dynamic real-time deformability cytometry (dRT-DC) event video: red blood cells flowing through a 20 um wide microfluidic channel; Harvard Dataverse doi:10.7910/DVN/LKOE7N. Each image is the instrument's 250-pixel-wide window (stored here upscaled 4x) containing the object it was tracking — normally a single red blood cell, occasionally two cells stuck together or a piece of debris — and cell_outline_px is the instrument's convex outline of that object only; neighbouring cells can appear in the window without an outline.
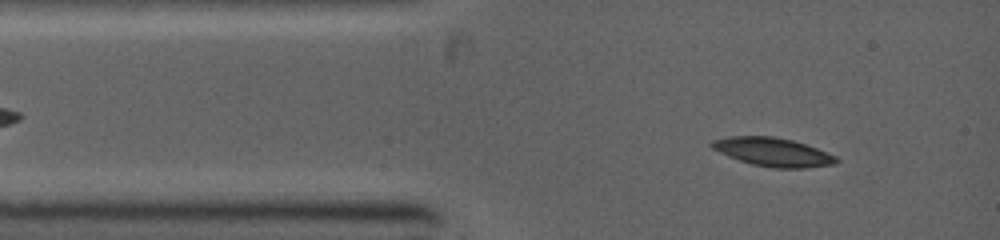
{"species": "common noctule bat (a hibernating species)", "species_latin": "Nyctalus noctula", "temperature_condition": "warm", "stored_images_in_passage": 50, "camera_frame_rate_fps": 5000, "um_per_image_px": 0.085, "animal": {"sex": "female", "body_mass_g": 19.0, "forearm_length_mm": 53.3}, "frame": {"image": 1, "passage_image": 1, "time_ms": 0.0, "image_size_px": [1000, 240], "cell_outline_px": [[840, 160], [836, 164], [804, 168], [772, 168], [752, 164], [728, 156], [712, 148], [708, 144], [712, 140], [728, 136], [772, 136], [792, 140], [828, 152], [836, 156]], "centroid_in_image_um": [65.7, 12.92], "position_along_channel_um": 19.3, "area_um2": 20.75}}
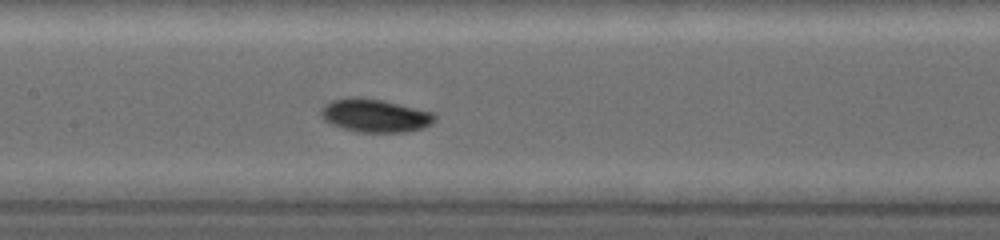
{"frame": {"image": 2, "passage_image": 22, "time_ms": 4.0, "image_size_px": [1000, 240], "cell_outline_px": [[436, 120], [432, 124], [424, 128], [408, 132], [360, 132], [344, 128], [332, 124], [324, 120], [320, 116], [320, 112], [324, 104], [332, 100], [352, 96], [356, 96], [384, 100], [432, 112], [436, 116]], "centroid_in_image_um": [31.89, 9.81], "position_along_channel_um": 175.5, "area_um2": 22.2}}
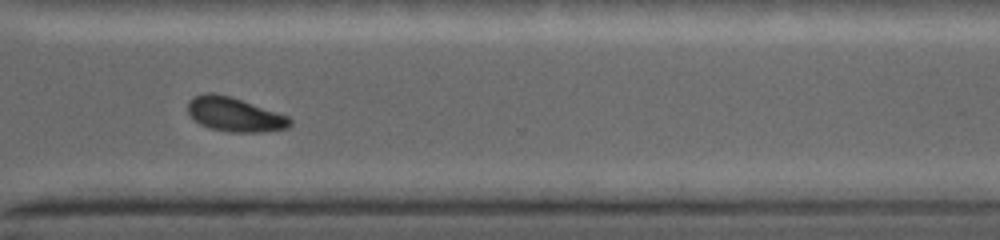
{"frame": {"image": 3, "passage_image": 44, "time_ms": 7.8, "image_size_px": [1000, 240], "cell_outline_px": [[292, 124], [288, 128], [260, 132], [232, 132], [208, 128], [200, 124], [188, 112], [188, 100], [192, 96], [204, 92], [216, 92], [232, 96], [288, 116], [292, 120]], "centroid_in_image_um": [19.92, 9.7], "position_along_channel_um": 350.7, "area_um2": 20.58}}